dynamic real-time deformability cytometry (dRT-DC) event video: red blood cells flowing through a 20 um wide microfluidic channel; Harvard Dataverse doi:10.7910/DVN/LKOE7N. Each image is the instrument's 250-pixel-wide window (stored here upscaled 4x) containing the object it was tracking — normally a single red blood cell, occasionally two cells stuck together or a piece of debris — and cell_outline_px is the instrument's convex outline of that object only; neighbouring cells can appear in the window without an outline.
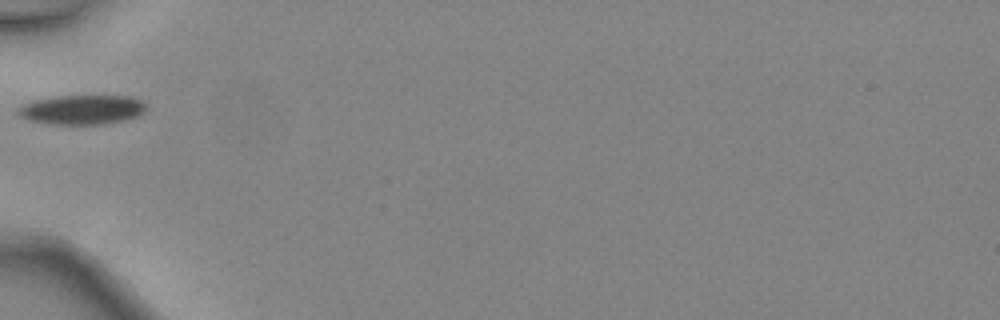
{"species": "common noctule bat (a hibernating species)", "species_latin": "Nyctalus noctula", "temperature_condition": "warm", "stored_images_in_passage": 7, "camera_frame_rate_fps": 3000, "um_per_image_px": 0.085, "animal": {"sex": "female", "body_mass_g": 24.6, "forearm_length_mm": 56.2}, "frame": {"image": 1, "passage_image": 1, "time_ms": 0.0, "image_size_px": [1000, 320], "cell_outline_px": [[148, 108], [140, 116], [128, 120], [104, 124], [48, 124], [28, 120], [16, 116], [16, 108], [24, 104], [36, 100], [56, 96], [132, 96], [144, 100]], "centroid_in_image_um": [7.01, 9.33], "position_along_channel_um": 78.0, "area_um2": 22.54}}